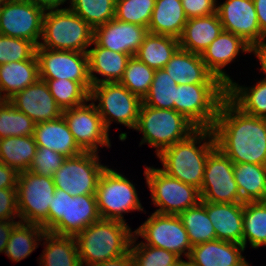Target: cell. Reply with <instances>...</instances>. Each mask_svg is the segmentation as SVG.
I'll use <instances>...</instances> for the list:
<instances>
[{"instance_id":"6da1fadb","label":"cell","mask_w":266,"mask_h":266,"mask_svg":"<svg viewBox=\"0 0 266 266\" xmlns=\"http://www.w3.org/2000/svg\"><path fill=\"white\" fill-rule=\"evenodd\" d=\"M216 147L233 163L266 165V119L244 113L228 97L212 127Z\"/></svg>"},{"instance_id":"7a4b0ae2","label":"cell","mask_w":266,"mask_h":266,"mask_svg":"<svg viewBox=\"0 0 266 266\" xmlns=\"http://www.w3.org/2000/svg\"><path fill=\"white\" fill-rule=\"evenodd\" d=\"M215 148L212 129L197 128L187 138L164 149L157 158L165 173L200 190L207 157Z\"/></svg>"},{"instance_id":"3957f363","label":"cell","mask_w":266,"mask_h":266,"mask_svg":"<svg viewBox=\"0 0 266 266\" xmlns=\"http://www.w3.org/2000/svg\"><path fill=\"white\" fill-rule=\"evenodd\" d=\"M134 231L127 223L105 220L92 223L75 236L81 265L117 258L130 251Z\"/></svg>"},{"instance_id":"277c9868","label":"cell","mask_w":266,"mask_h":266,"mask_svg":"<svg viewBox=\"0 0 266 266\" xmlns=\"http://www.w3.org/2000/svg\"><path fill=\"white\" fill-rule=\"evenodd\" d=\"M101 219L95 194L71 196L55 189L48 218L41 224L46 232L59 236H76Z\"/></svg>"},{"instance_id":"5b68a950","label":"cell","mask_w":266,"mask_h":266,"mask_svg":"<svg viewBox=\"0 0 266 266\" xmlns=\"http://www.w3.org/2000/svg\"><path fill=\"white\" fill-rule=\"evenodd\" d=\"M94 29L69 7L46 10L37 47L87 53Z\"/></svg>"},{"instance_id":"8992f818","label":"cell","mask_w":266,"mask_h":266,"mask_svg":"<svg viewBox=\"0 0 266 266\" xmlns=\"http://www.w3.org/2000/svg\"><path fill=\"white\" fill-rule=\"evenodd\" d=\"M197 127L174 109H161L141 104L134 130L143 134L140 145L148 143L158 156L164 149L187 138Z\"/></svg>"},{"instance_id":"52a82bcc","label":"cell","mask_w":266,"mask_h":266,"mask_svg":"<svg viewBox=\"0 0 266 266\" xmlns=\"http://www.w3.org/2000/svg\"><path fill=\"white\" fill-rule=\"evenodd\" d=\"M226 97L227 86L224 84H178L174 110L197 128L212 129Z\"/></svg>"},{"instance_id":"ba28073f","label":"cell","mask_w":266,"mask_h":266,"mask_svg":"<svg viewBox=\"0 0 266 266\" xmlns=\"http://www.w3.org/2000/svg\"><path fill=\"white\" fill-rule=\"evenodd\" d=\"M95 197L101 219L126 223L124 213L144 211L135 185L109 166L100 176Z\"/></svg>"},{"instance_id":"9c48e42d","label":"cell","mask_w":266,"mask_h":266,"mask_svg":"<svg viewBox=\"0 0 266 266\" xmlns=\"http://www.w3.org/2000/svg\"><path fill=\"white\" fill-rule=\"evenodd\" d=\"M144 176L151 192L155 213L179 215L182 211L201 202L198 188L165 173L161 168L145 167Z\"/></svg>"},{"instance_id":"30bf717a","label":"cell","mask_w":266,"mask_h":266,"mask_svg":"<svg viewBox=\"0 0 266 266\" xmlns=\"http://www.w3.org/2000/svg\"><path fill=\"white\" fill-rule=\"evenodd\" d=\"M89 99L99 103L95 106L108 131L112 122L135 129L142 99L119 82L92 85Z\"/></svg>"},{"instance_id":"8fae6325","label":"cell","mask_w":266,"mask_h":266,"mask_svg":"<svg viewBox=\"0 0 266 266\" xmlns=\"http://www.w3.org/2000/svg\"><path fill=\"white\" fill-rule=\"evenodd\" d=\"M53 177L21 171L17 178V206L19 221L41 225L47 218L55 192Z\"/></svg>"},{"instance_id":"7c38bea8","label":"cell","mask_w":266,"mask_h":266,"mask_svg":"<svg viewBox=\"0 0 266 266\" xmlns=\"http://www.w3.org/2000/svg\"><path fill=\"white\" fill-rule=\"evenodd\" d=\"M99 160L98 153L94 152H82L74 157H67L53 175L56 189L71 196L95 194L100 176L107 167Z\"/></svg>"},{"instance_id":"4fadbf2b","label":"cell","mask_w":266,"mask_h":266,"mask_svg":"<svg viewBox=\"0 0 266 266\" xmlns=\"http://www.w3.org/2000/svg\"><path fill=\"white\" fill-rule=\"evenodd\" d=\"M143 244L173 252L180 258H188L192 245L178 215L152 213L135 231Z\"/></svg>"},{"instance_id":"5bb4252c","label":"cell","mask_w":266,"mask_h":266,"mask_svg":"<svg viewBox=\"0 0 266 266\" xmlns=\"http://www.w3.org/2000/svg\"><path fill=\"white\" fill-rule=\"evenodd\" d=\"M233 167L234 163L217 147L208 155L199 190L201 201L242 203Z\"/></svg>"},{"instance_id":"9a60e30c","label":"cell","mask_w":266,"mask_h":266,"mask_svg":"<svg viewBox=\"0 0 266 266\" xmlns=\"http://www.w3.org/2000/svg\"><path fill=\"white\" fill-rule=\"evenodd\" d=\"M36 57L39 79H69L79 82L90 93L87 53L37 47Z\"/></svg>"},{"instance_id":"2e32d148","label":"cell","mask_w":266,"mask_h":266,"mask_svg":"<svg viewBox=\"0 0 266 266\" xmlns=\"http://www.w3.org/2000/svg\"><path fill=\"white\" fill-rule=\"evenodd\" d=\"M44 14L45 10L30 0H8L0 5V34L26 39L38 46Z\"/></svg>"},{"instance_id":"e0dca14e","label":"cell","mask_w":266,"mask_h":266,"mask_svg":"<svg viewBox=\"0 0 266 266\" xmlns=\"http://www.w3.org/2000/svg\"><path fill=\"white\" fill-rule=\"evenodd\" d=\"M90 101L91 103L88 104L87 102ZM62 116L83 152L99 153V146L111 147L109 131L105 128L92 100L89 99L82 105L64 110Z\"/></svg>"},{"instance_id":"ac0fdd59","label":"cell","mask_w":266,"mask_h":266,"mask_svg":"<svg viewBox=\"0 0 266 266\" xmlns=\"http://www.w3.org/2000/svg\"><path fill=\"white\" fill-rule=\"evenodd\" d=\"M217 14L224 31L240 36L249 45L266 39L261 33L253 0H225L217 4Z\"/></svg>"},{"instance_id":"d6986e66","label":"cell","mask_w":266,"mask_h":266,"mask_svg":"<svg viewBox=\"0 0 266 266\" xmlns=\"http://www.w3.org/2000/svg\"><path fill=\"white\" fill-rule=\"evenodd\" d=\"M147 27L113 18L94 28L93 41L99 46L133 57L148 35Z\"/></svg>"},{"instance_id":"ffe728a7","label":"cell","mask_w":266,"mask_h":266,"mask_svg":"<svg viewBox=\"0 0 266 266\" xmlns=\"http://www.w3.org/2000/svg\"><path fill=\"white\" fill-rule=\"evenodd\" d=\"M8 101L35 124L56 120L63 113L51 95L47 83L41 79L19 91Z\"/></svg>"},{"instance_id":"44dd1931","label":"cell","mask_w":266,"mask_h":266,"mask_svg":"<svg viewBox=\"0 0 266 266\" xmlns=\"http://www.w3.org/2000/svg\"><path fill=\"white\" fill-rule=\"evenodd\" d=\"M240 51L250 53L251 45L240 36L223 30L202 52L201 57L208 70L228 86L233 80L224 68L236 59Z\"/></svg>"},{"instance_id":"7402d4cb","label":"cell","mask_w":266,"mask_h":266,"mask_svg":"<svg viewBox=\"0 0 266 266\" xmlns=\"http://www.w3.org/2000/svg\"><path fill=\"white\" fill-rule=\"evenodd\" d=\"M244 250L241 244L216 239L192 246L187 259L190 266H246Z\"/></svg>"},{"instance_id":"603a6c76","label":"cell","mask_w":266,"mask_h":266,"mask_svg":"<svg viewBox=\"0 0 266 266\" xmlns=\"http://www.w3.org/2000/svg\"><path fill=\"white\" fill-rule=\"evenodd\" d=\"M179 85L223 84L207 68L200 54L179 48L163 68Z\"/></svg>"},{"instance_id":"cb8c5ba5","label":"cell","mask_w":266,"mask_h":266,"mask_svg":"<svg viewBox=\"0 0 266 266\" xmlns=\"http://www.w3.org/2000/svg\"><path fill=\"white\" fill-rule=\"evenodd\" d=\"M91 45L94 47L88 49L87 52L91 84L119 82L131 56L99 47L94 41ZM96 74L103 78L99 79Z\"/></svg>"},{"instance_id":"d4e9b609","label":"cell","mask_w":266,"mask_h":266,"mask_svg":"<svg viewBox=\"0 0 266 266\" xmlns=\"http://www.w3.org/2000/svg\"><path fill=\"white\" fill-rule=\"evenodd\" d=\"M206 210L217 240L242 245L243 203L206 202Z\"/></svg>"},{"instance_id":"484cf974","label":"cell","mask_w":266,"mask_h":266,"mask_svg":"<svg viewBox=\"0 0 266 266\" xmlns=\"http://www.w3.org/2000/svg\"><path fill=\"white\" fill-rule=\"evenodd\" d=\"M33 137L37 147H46L65 157H74L83 152L75 142L63 116L35 124Z\"/></svg>"},{"instance_id":"4316f807","label":"cell","mask_w":266,"mask_h":266,"mask_svg":"<svg viewBox=\"0 0 266 266\" xmlns=\"http://www.w3.org/2000/svg\"><path fill=\"white\" fill-rule=\"evenodd\" d=\"M223 30L217 13L190 18L179 38L180 48L201 55Z\"/></svg>"},{"instance_id":"83f0119b","label":"cell","mask_w":266,"mask_h":266,"mask_svg":"<svg viewBox=\"0 0 266 266\" xmlns=\"http://www.w3.org/2000/svg\"><path fill=\"white\" fill-rule=\"evenodd\" d=\"M187 21L181 0H156L148 30L151 34L179 39Z\"/></svg>"},{"instance_id":"f1b7e54d","label":"cell","mask_w":266,"mask_h":266,"mask_svg":"<svg viewBox=\"0 0 266 266\" xmlns=\"http://www.w3.org/2000/svg\"><path fill=\"white\" fill-rule=\"evenodd\" d=\"M38 79L39 69L36 55L29 60L0 65V89L7 100Z\"/></svg>"},{"instance_id":"f546056e","label":"cell","mask_w":266,"mask_h":266,"mask_svg":"<svg viewBox=\"0 0 266 266\" xmlns=\"http://www.w3.org/2000/svg\"><path fill=\"white\" fill-rule=\"evenodd\" d=\"M46 245L40 255L39 266H82L74 236H59L45 232Z\"/></svg>"},{"instance_id":"4dcf8cb0","label":"cell","mask_w":266,"mask_h":266,"mask_svg":"<svg viewBox=\"0 0 266 266\" xmlns=\"http://www.w3.org/2000/svg\"><path fill=\"white\" fill-rule=\"evenodd\" d=\"M233 171L242 203L266 201V165L234 163Z\"/></svg>"},{"instance_id":"1f68e13d","label":"cell","mask_w":266,"mask_h":266,"mask_svg":"<svg viewBox=\"0 0 266 266\" xmlns=\"http://www.w3.org/2000/svg\"><path fill=\"white\" fill-rule=\"evenodd\" d=\"M179 48V39L175 37L148 33L134 56L148 67L158 70L165 67Z\"/></svg>"},{"instance_id":"d6a6232c","label":"cell","mask_w":266,"mask_h":266,"mask_svg":"<svg viewBox=\"0 0 266 266\" xmlns=\"http://www.w3.org/2000/svg\"><path fill=\"white\" fill-rule=\"evenodd\" d=\"M45 232L41 225L19 222L9 236L4 254L10 260L20 262L38 248Z\"/></svg>"},{"instance_id":"836d02e7","label":"cell","mask_w":266,"mask_h":266,"mask_svg":"<svg viewBox=\"0 0 266 266\" xmlns=\"http://www.w3.org/2000/svg\"><path fill=\"white\" fill-rule=\"evenodd\" d=\"M33 136H12L0 139V161L18 173L27 171L36 155Z\"/></svg>"},{"instance_id":"e575fe53","label":"cell","mask_w":266,"mask_h":266,"mask_svg":"<svg viewBox=\"0 0 266 266\" xmlns=\"http://www.w3.org/2000/svg\"><path fill=\"white\" fill-rule=\"evenodd\" d=\"M227 97L244 113L266 119V80L261 79L252 87L233 80L227 86Z\"/></svg>"},{"instance_id":"d590c367","label":"cell","mask_w":266,"mask_h":266,"mask_svg":"<svg viewBox=\"0 0 266 266\" xmlns=\"http://www.w3.org/2000/svg\"><path fill=\"white\" fill-rule=\"evenodd\" d=\"M266 246V201L243 203V238L242 245L246 248Z\"/></svg>"},{"instance_id":"8d00e7d4","label":"cell","mask_w":266,"mask_h":266,"mask_svg":"<svg viewBox=\"0 0 266 266\" xmlns=\"http://www.w3.org/2000/svg\"><path fill=\"white\" fill-rule=\"evenodd\" d=\"M178 217L187 230L192 246L216 240V233L206 210V202L201 201L182 211Z\"/></svg>"},{"instance_id":"74e56055","label":"cell","mask_w":266,"mask_h":266,"mask_svg":"<svg viewBox=\"0 0 266 266\" xmlns=\"http://www.w3.org/2000/svg\"><path fill=\"white\" fill-rule=\"evenodd\" d=\"M177 85L164 69L155 70L152 84L142 103L154 108L174 109Z\"/></svg>"},{"instance_id":"f35d334b","label":"cell","mask_w":266,"mask_h":266,"mask_svg":"<svg viewBox=\"0 0 266 266\" xmlns=\"http://www.w3.org/2000/svg\"><path fill=\"white\" fill-rule=\"evenodd\" d=\"M41 80L47 83L51 95L62 111L82 105L89 100L90 93L79 82L64 78Z\"/></svg>"},{"instance_id":"ab89813d","label":"cell","mask_w":266,"mask_h":266,"mask_svg":"<svg viewBox=\"0 0 266 266\" xmlns=\"http://www.w3.org/2000/svg\"><path fill=\"white\" fill-rule=\"evenodd\" d=\"M69 8L93 29L115 18L116 0H71Z\"/></svg>"},{"instance_id":"60d3db41","label":"cell","mask_w":266,"mask_h":266,"mask_svg":"<svg viewBox=\"0 0 266 266\" xmlns=\"http://www.w3.org/2000/svg\"><path fill=\"white\" fill-rule=\"evenodd\" d=\"M34 121L16 109L8 100L0 106V139L12 136H33Z\"/></svg>"},{"instance_id":"b9f144b4","label":"cell","mask_w":266,"mask_h":266,"mask_svg":"<svg viewBox=\"0 0 266 266\" xmlns=\"http://www.w3.org/2000/svg\"><path fill=\"white\" fill-rule=\"evenodd\" d=\"M154 73L155 69L148 67L133 56L128 60L123 77L119 83L125 86L131 93L143 99L150 89Z\"/></svg>"},{"instance_id":"7bdbcfd3","label":"cell","mask_w":266,"mask_h":266,"mask_svg":"<svg viewBox=\"0 0 266 266\" xmlns=\"http://www.w3.org/2000/svg\"><path fill=\"white\" fill-rule=\"evenodd\" d=\"M136 240L138 237L133 235L130 246L133 266H172L181 259L173 252L145 245L142 242L137 244Z\"/></svg>"},{"instance_id":"ee69618b","label":"cell","mask_w":266,"mask_h":266,"mask_svg":"<svg viewBox=\"0 0 266 266\" xmlns=\"http://www.w3.org/2000/svg\"><path fill=\"white\" fill-rule=\"evenodd\" d=\"M156 0H116L115 18L122 22L147 27Z\"/></svg>"},{"instance_id":"f6af8a7d","label":"cell","mask_w":266,"mask_h":266,"mask_svg":"<svg viewBox=\"0 0 266 266\" xmlns=\"http://www.w3.org/2000/svg\"><path fill=\"white\" fill-rule=\"evenodd\" d=\"M36 48L29 40L0 34V65L29 60L36 55Z\"/></svg>"},{"instance_id":"bcb514c9","label":"cell","mask_w":266,"mask_h":266,"mask_svg":"<svg viewBox=\"0 0 266 266\" xmlns=\"http://www.w3.org/2000/svg\"><path fill=\"white\" fill-rule=\"evenodd\" d=\"M66 158L64 155L46 147H37L29 171L40 176L53 177Z\"/></svg>"},{"instance_id":"7dc6e473","label":"cell","mask_w":266,"mask_h":266,"mask_svg":"<svg viewBox=\"0 0 266 266\" xmlns=\"http://www.w3.org/2000/svg\"><path fill=\"white\" fill-rule=\"evenodd\" d=\"M19 218L16 188L0 189V221H16Z\"/></svg>"},{"instance_id":"c3c4849f","label":"cell","mask_w":266,"mask_h":266,"mask_svg":"<svg viewBox=\"0 0 266 266\" xmlns=\"http://www.w3.org/2000/svg\"><path fill=\"white\" fill-rule=\"evenodd\" d=\"M188 19L217 13V0H181Z\"/></svg>"},{"instance_id":"681fc988","label":"cell","mask_w":266,"mask_h":266,"mask_svg":"<svg viewBox=\"0 0 266 266\" xmlns=\"http://www.w3.org/2000/svg\"><path fill=\"white\" fill-rule=\"evenodd\" d=\"M18 172L0 161V189L16 188Z\"/></svg>"},{"instance_id":"f907efd6","label":"cell","mask_w":266,"mask_h":266,"mask_svg":"<svg viewBox=\"0 0 266 266\" xmlns=\"http://www.w3.org/2000/svg\"><path fill=\"white\" fill-rule=\"evenodd\" d=\"M20 221H0V253H4L6 245L9 240V236L13 230V228L19 223Z\"/></svg>"},{"instance_id":"816d5d0a","label":"cell","mask_w":266,"mask_h":266,"mask_svg":"<svg viewBox=\"0 0 266 266\" xmlns=\"http://www.w3.org/2000/svg\"><path fill=\"white\" fill-rule=\"evenodd\" d=\"M250 53H253L258 58L261 66L260 70L263 71L266 76V39L253 44ZM263 79L266 80V77Z\"/></svg>"},{"instance_id":"f5cc1de1","label":"cell","mask_w":266,"mask_h":266,"mask_svg":"<svg viewBox=\"0 0 266 266\" xmlns=\"http://www.w3.org/2000/svg\"><path fill=\"white\" fill-rule=\"evenodd\" d=\"M88 266H133V257L129 251L117 258L109 259L105 262L90 264Z\"/></svg>"},{"instance_id":"db71d44e","label":"cell","mask_w":266,"mask_h":266,"mask_svg":"<svg viewBox=\"0 0 266 266\" xmlns=\"http://www.w3.org/2000/svg\"><path fill=\"white\" fill-rule=\"evenodd\" d=\"M261 33L266 37V0H253Z\"/></svg>"},{"instance_id":"11a10c76","label":"cell","mask_w":266,"mask_h":266,"mask_svg":"<svg viewBox=\"0 0 266 266\" xmlns=\"http://www.w3.org/2000/svg\"><path fill=\"white\" fill-rule=\"evenodd\" d=\"M30 1L46 11L52 9H59L60 5L65 4L66 1H69L70 3L71 0H30Z\"/></svg>"},{"instance_id":"9f6ffc18","label":"cell","mask_w":266,"mask_h":266,"mask_svg":"<svg viewBox=\"0 0 266 266\" xmlns=\"http://www.w3.org/2000/svg\"><path fill=\"white\" fill-rule=\"evenodd\" d=\"M172 266H190L189 261H185L182 258Z\"/></svg>"},{"instance_id":"6f0895ef","label":"cell","mask_w":266,"mask_h":266,"mask_svg":"<svg viewBox=\"0 0 266 266\" xmlns=\"http://www.w3.org/2000/svg\"><path fill=\"white\" fill-rule=\"evenodd\" d=\"M6 101L7 99L4 97L0 89V106L3 105Z\"/></svg>"},{"instance_id":"680465c9","label":"cell","mask_w":266,"mask_h":266,"mask_svg":"<svg viewBox=\"0 0 266 266\" xmlns=\"http://www.w3.org/2000/svg\"><path fill=\"white\" fill-rule=\"evenodd\" d=\"M8 0H0V5H2L3 3H5Z\"/></svg>"}]
</instances>
